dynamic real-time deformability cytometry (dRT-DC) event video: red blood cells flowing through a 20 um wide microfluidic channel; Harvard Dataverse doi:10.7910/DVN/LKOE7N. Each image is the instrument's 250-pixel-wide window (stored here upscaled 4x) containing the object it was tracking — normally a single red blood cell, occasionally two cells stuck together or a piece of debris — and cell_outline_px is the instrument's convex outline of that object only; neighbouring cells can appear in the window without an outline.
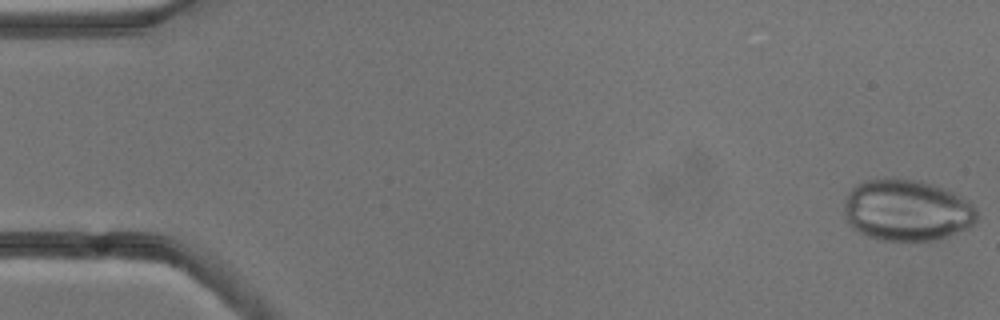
{"species": "common noctule bat (a hibernating species)", "species_latin": "Nyctalus noctula", "temperature_condition": "cold", "stored_images_in_passage": 6, "camera_frame_rate_fps": 3000, "um_per_image_px": 0.085, "animal": {"sex": "male", "body_mass_g": 13.3}, "frame": {"image": 1, "passage_image": 1, "time_ms": 0.0, "image_size_px": [1000, 320], "cell_outline_px": [[976, 220], [968, 228], [940, 240], [880, 240], [868, 236], [852, 228], [844, 220], [844, 200], [848, 192], [856, 184], [868, 180], [912, 180], [932, 184], [944, 188], [952, 192], [976, 208]], "centroid_in_image_um": [77.04, 17.9], "position_along_channel_um": 8.0, "area_um2": 47.11}}